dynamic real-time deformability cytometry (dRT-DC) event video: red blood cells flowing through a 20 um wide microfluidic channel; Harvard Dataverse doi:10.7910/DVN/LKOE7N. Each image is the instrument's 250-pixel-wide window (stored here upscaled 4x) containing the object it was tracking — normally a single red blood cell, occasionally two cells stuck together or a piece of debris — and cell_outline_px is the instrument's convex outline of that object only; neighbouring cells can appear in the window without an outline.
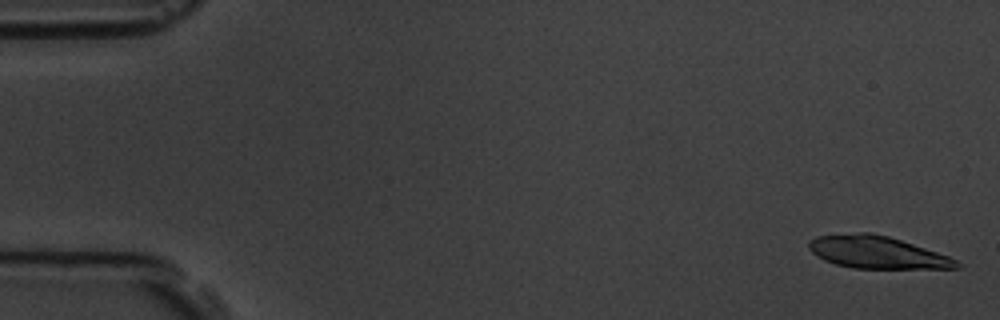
{"species": "common noctule bat (a hibernating species)", "species_latin": "Nyctalus noctula", "temperature_condition": "room temperature", "stored_images_in_passage": 5, "camera_frame_rate_fps": 3000, "um_per_image_px": 0.085, "animal": {"sex": "male", "body_mass_g": 19.5, "forearm_length_mm": 54.6}, "frame": {"image": 1, "passage_image": 1, "time_ms": 0.0, "image_size_px": [1000, 320], "cell_outline_px": [[964, 264], [960, 268], [852, 268], [836, 264], [824, 260], [816, 256], [808, 248], [808, 240], [816, 236], [860, 232], [872, 232], [888, 236], [948, 256]], "centroid_in_image_um": [74.51, 21.44], "position_along_channel_um": 10.5, "area_um2": 27.74}}